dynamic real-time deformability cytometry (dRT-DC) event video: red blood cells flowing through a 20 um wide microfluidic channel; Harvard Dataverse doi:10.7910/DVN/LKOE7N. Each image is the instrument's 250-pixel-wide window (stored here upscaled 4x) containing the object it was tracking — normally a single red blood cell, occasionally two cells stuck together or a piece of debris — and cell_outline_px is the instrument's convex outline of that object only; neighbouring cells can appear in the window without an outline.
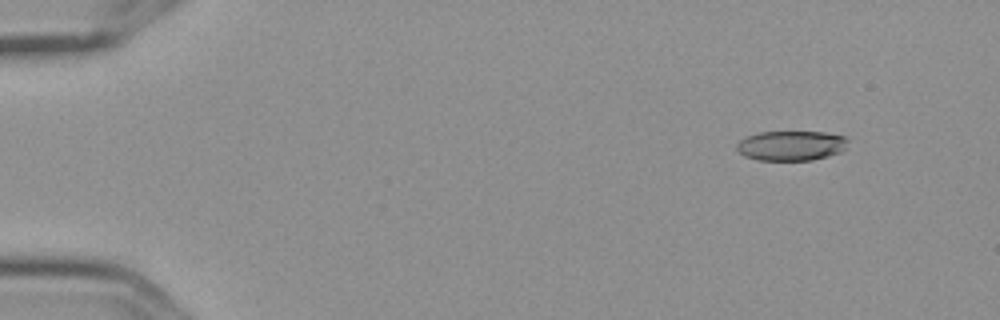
{"species": "Egyptian fruit bat (a non-hibernating species)", "species_latin": "Rousettus aegyptiacus", "temperature_condition": "cold", "stored_images_in_passage": 5, "camera_frame_rate_fps": 3000, "um_per_image_px": 0.085, "frame": {"image": 1, "passage_image": 2, "time_ms": 0.333, "image_size_px": [1000, 320], "cell_outline_px": [[848, 140], [844, 148], [840, 152], [828, 156], [812, 160], [756, 160], [744, 156], [736, 148], [736, 144], [740, 140], [748, 136], [760, 132], [824, 132], [844, 136]], "centroid_in_image_um": [67.23, 12.38], "position_along_channel_um": 17.8, "area_um2": 19.25}}
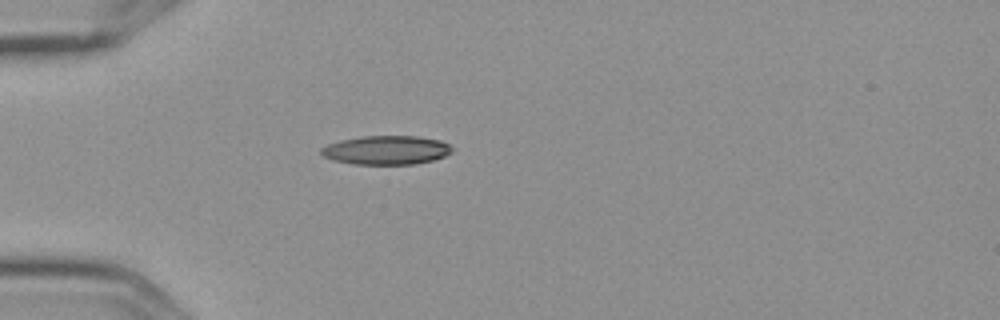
{"frame": {"image": 2, "passage_image": 5, "time_ms": 1.333, "image_size_px": [1000, 320], "cell_outline_px": [[452, 152], [444, 156], [432, 160], [416, 164], [352, 164], [332, 160], [320, 156], [320, 148], [328, 144], [340, 140], [364, 136], [416, 136], [440, 140], [448, 144], [452, 148]], "centroid_in_image_um": [32.79, 12.76], "position_along_channel_um": 52.2, "area_um2": 22.14}}